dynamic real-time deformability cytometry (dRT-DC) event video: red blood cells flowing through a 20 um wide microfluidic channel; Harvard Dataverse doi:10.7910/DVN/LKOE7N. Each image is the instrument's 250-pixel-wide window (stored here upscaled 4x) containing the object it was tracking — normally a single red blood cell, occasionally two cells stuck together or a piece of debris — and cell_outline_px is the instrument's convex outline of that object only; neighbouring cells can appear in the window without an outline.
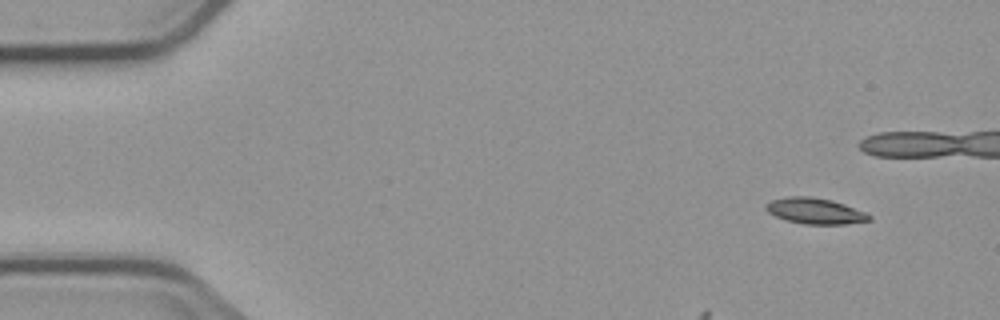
{"species": "common noctule bat (a hibernating species)", "species_latin": "Nyctalus noctula", "temperature_condition": "cold", "stored_images_in_passage": 15, "camera_frame_rate_fps": 3000, "um_per_image_px": 0.085, "animal": {"sex": "male", "body_mass_g": 23.1, "forearm_length_mm": 52.7}, "frame": {"image": 1, "passage_image": 1, "time_ms": 0.0, "image_size_px": [1000, 320], "cell_outline_px": [[872, 220], [844, 224], [804, 224], [788, 220], [776, 216], [768, 212], [764, 208], [764, 204], [772, 200], [788, 196], [808, 196], [832, 200], [844, 204], [864, 212], [872, 216]], "centroid_in_image_um": [69.27, 17.93], "position_along_channel_um": 15.7, "area_um2": 15.49}}